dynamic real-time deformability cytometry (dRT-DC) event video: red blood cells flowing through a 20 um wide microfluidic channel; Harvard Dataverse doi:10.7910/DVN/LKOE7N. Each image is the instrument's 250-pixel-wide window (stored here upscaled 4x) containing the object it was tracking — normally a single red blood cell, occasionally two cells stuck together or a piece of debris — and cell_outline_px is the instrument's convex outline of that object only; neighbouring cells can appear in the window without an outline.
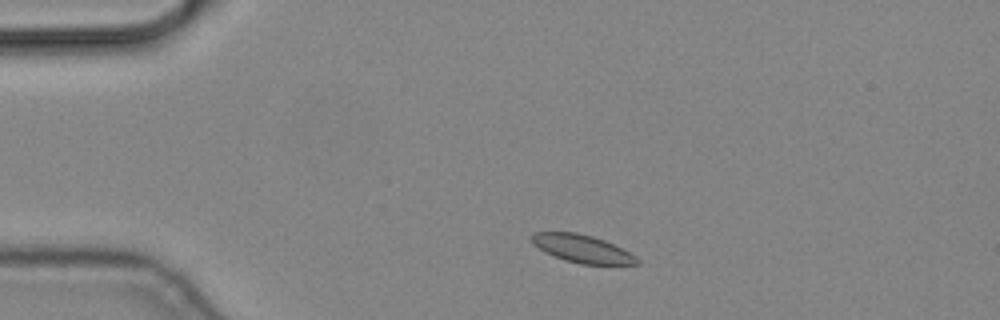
{"species": "common noctule bat (a hibernating species)", "species_latin": "Nyctalus noctula", "temperature_condition": "cold", "stored_images_in_passage": 6, "camera_frame_rate_fps": 3000, "um_per_image_px": 0.085, "animal": {"sex": "male", "body_mass_g": 19.2, "forearm_length_mm": 51.8}, "frame": {"image": 1, "passage_image": 2, "time_ms": 0.333, "image_size_px": [1000, 320], "cell_outline_px": [[640, 264], [580, 264], [564, 260], [544, 252], [532, 244], [532, 232], [576, 232], [592, 236], [604, 240], [636, 256], [640, 260]], "centroid_in_image_um": [49.45, 21.14], "position_along_channel_um": 35.5, "area_um2": 16.99}}
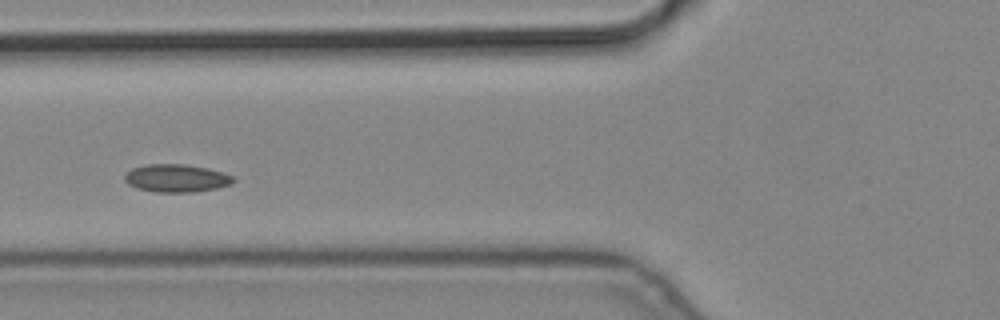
{"frame": {"image": 2, "passage_image": 5, "time_ms": 1.333, "image_size_px": [1000, 320], "cell_outline_px": [[236, 180], [232, 184], [216, 188], [196, 192], [156, 192], [136, 188], [128, 184], [124, 180], [124, 176], [132, 168], [148, 164], [184, 164], [208, 168], [224, 172], [236, 176]], "centroid_in_image_um": [15.04, 15.15], "position_along_channel_um": 110.8, "area_um2": 17.86}}
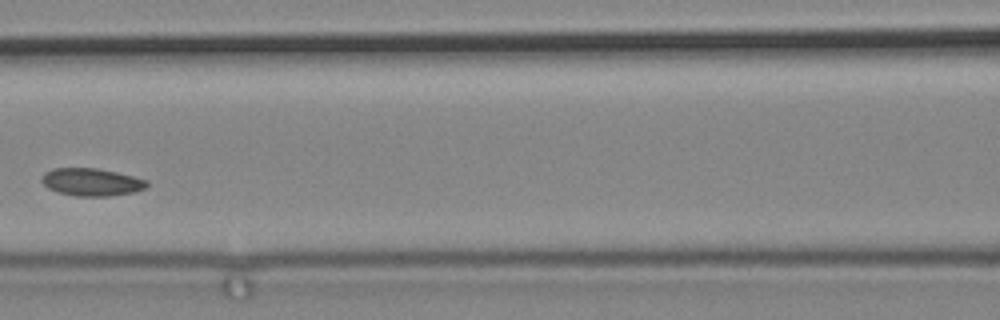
{"frame": {"image": 3, "passage_image": 6, "time_ms": 1.667, "image_size_px": [1000, 320], "cell_outline_px": [[148, 184], [144, 188], [136, 192], [108, 196], [76, 196], [56, 192], [48, 188], [40, 180], [44, 172], [52, 168], [96, 168], [116, 172], [148, 180]], "centroid_in_image_um": [7.75, 15.47], "position_along_channel_um": 158.8, "area_um2": 16.99}}